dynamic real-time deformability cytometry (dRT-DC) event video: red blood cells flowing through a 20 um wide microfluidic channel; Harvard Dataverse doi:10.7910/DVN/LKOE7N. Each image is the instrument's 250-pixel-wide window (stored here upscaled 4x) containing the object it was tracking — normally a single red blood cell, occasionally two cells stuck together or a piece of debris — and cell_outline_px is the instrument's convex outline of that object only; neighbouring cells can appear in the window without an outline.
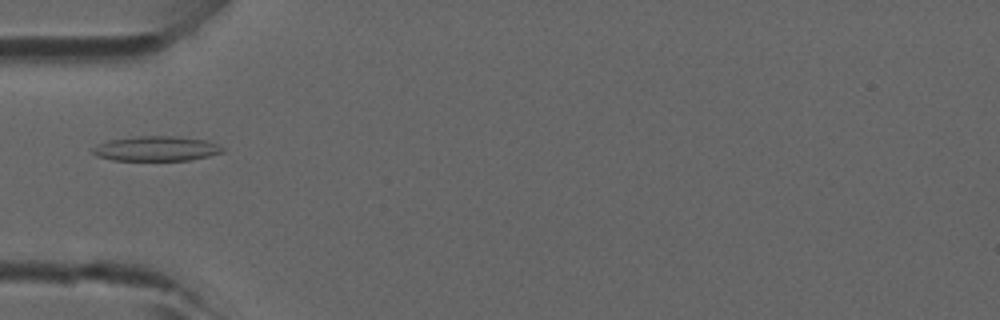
{"species": "common noctule bat (a hibernating species)", "species_latin": "Nyctalus noctula", "temperature_condition": "room temperature", "stored_images_in_passage": 2, "camera_frame_rate_fps": 3000, "um_per_image_px": 0.085, "animal": {"sex": "male", "forearm_length_mm": 52.5}, "frame": {"image": 1, "passage_image": 1, "time_ms": 0.0, "image_size_px": [1000, 320], "cell_outline_px": [[224, 152], [208, 156], [188, 160], [112, 160], [96, 156], [92, 152], [92, 148], [108, 140], [136, 136], [176, 136], [204, 140], [216, 144], [224, 148]], "centroid_in_image_um": [13.27, 12.63], "position_along_channel_um": 71.7, "area_um2": 18.67}}
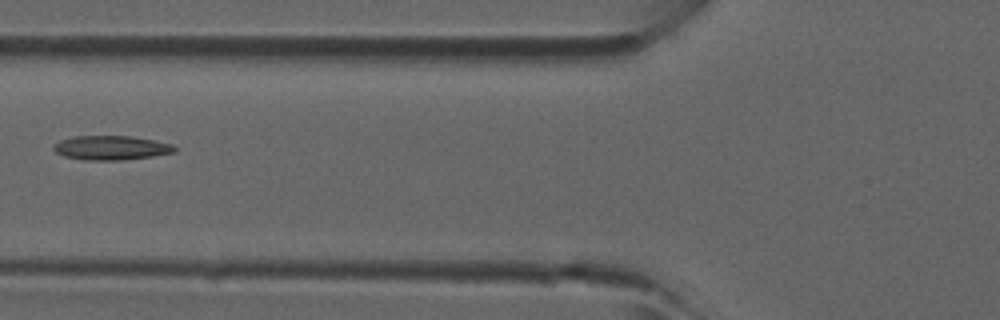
{"frame": {"image": 2, "passage_image": 2, "time_ms": 0.333, "image_size_px": [1000, 320], "cell_outline_px": [[176, 152], [152, 156], [120, 160], [84, 160], [64, 156], [56, 152], [52, 148], [52, 144], [60, 140], [76, 136], [132, 136], [156, 140], [172, 144], [176, 148]], "centroid_in_image_um": [9.44, 12.56], "position_along_channel_um": 116.4, "area_um2": 17.17}}